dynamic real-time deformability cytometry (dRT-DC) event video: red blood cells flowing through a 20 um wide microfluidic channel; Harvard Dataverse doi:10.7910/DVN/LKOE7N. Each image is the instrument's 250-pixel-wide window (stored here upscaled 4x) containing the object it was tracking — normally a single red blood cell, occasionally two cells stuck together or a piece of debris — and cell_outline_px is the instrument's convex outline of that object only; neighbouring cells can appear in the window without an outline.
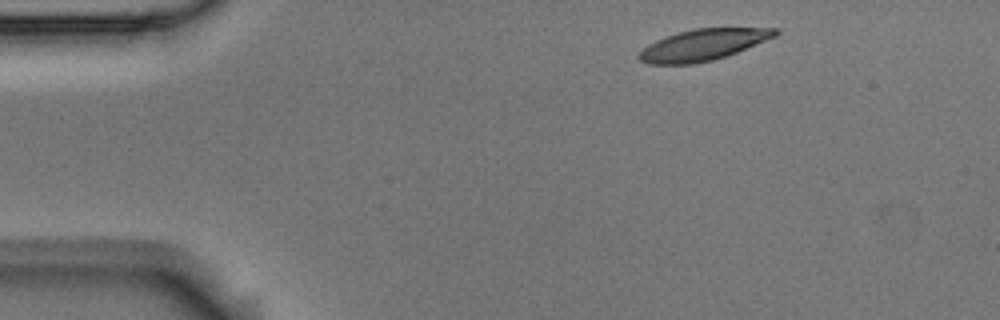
{"species": "Egyptian fruit bat (a non-hibernating species)", "species_latin": "Rousettus aegyptiacus", "temperature_condition": "room temperature", "stored_images_in_passage": 4, "camera_frame_rate_fps": 3000, "um_per_image_px": 0.085, "animal": {"sex": "male"}, "frame": {"image": 1, "passage_image": 1, "time_ms": 0.0, "image_size_px": [1000, 320], "cell_outline_px": [[780, 32], [776, 36], [736, 52], [712, 60], [692, 64], [648, 64], [640, 60], [636, 56], [648, 44], [656, 40], [680, 32], [696, 28], [780, 28]], "centroid_in_image_um": [59.76, 3.81], "position_along_channel_um": 25.2, "area_um2": 24.51}}
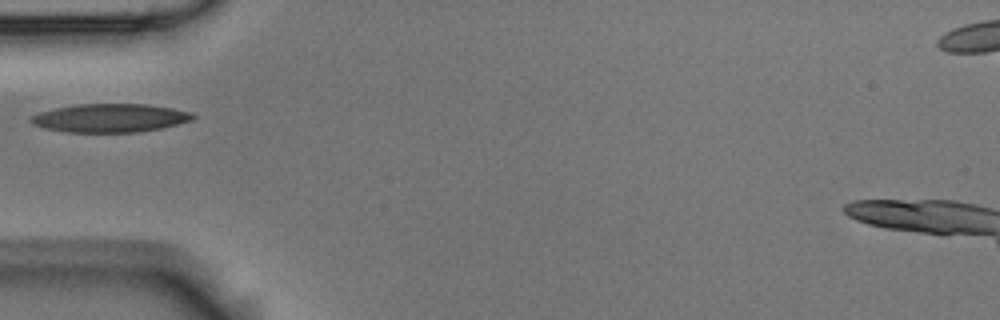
{"frame": {"image": 2, "passage_image": 4, "time_ms": 1.0, "image_size_px": [1000, 320], "cell_outline_px": [[196, 116], [192, 120], [160, 128], [140, 132], [68, 132], [44, 128], [32, 124], [28, 120], [32, 116], [40, 112], [56, 108], [76, 104], [144, 104], [172, 108], [192, 112]], "centroid_in_image_um": [9.35, 10.03], "position_along_channel_um": 75.7, "area_um2": 26.76}}